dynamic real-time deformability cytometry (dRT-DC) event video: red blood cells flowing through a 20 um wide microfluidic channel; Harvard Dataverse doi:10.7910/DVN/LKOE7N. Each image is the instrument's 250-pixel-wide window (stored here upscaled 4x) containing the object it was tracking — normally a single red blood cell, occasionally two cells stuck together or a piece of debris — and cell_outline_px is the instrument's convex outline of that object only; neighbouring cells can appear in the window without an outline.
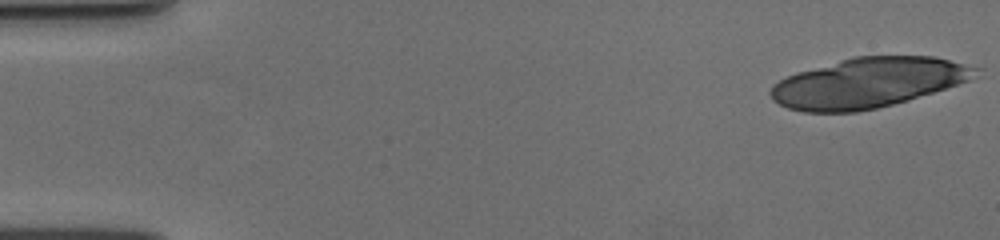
{"species": "human", "species_latin": "Homo sapiens", "temperature_condition": "cold", "stored_images_in_passage": 25, "camera_frame_rate_fps": 3000, "um_per_image_px": 0.085, "donor": {"sex": "female"}, "frame": {"image": 1, "passage_image": 1, "time_ms": 0.0, "image_size_px": [1000, 240], "cell_outline_px": [[984, 68], [968, 80], [908, 100], [876, 108], [856, 112], [804, 112], [788, 108], [772, 100], [768, 92], [772, 84], [796, 72], [852, 56], [936, 56]], "centroid_in_image_um": [73.76, 7.02], "position_along_channel_um": 11.2, "area_um2": 59.65}}